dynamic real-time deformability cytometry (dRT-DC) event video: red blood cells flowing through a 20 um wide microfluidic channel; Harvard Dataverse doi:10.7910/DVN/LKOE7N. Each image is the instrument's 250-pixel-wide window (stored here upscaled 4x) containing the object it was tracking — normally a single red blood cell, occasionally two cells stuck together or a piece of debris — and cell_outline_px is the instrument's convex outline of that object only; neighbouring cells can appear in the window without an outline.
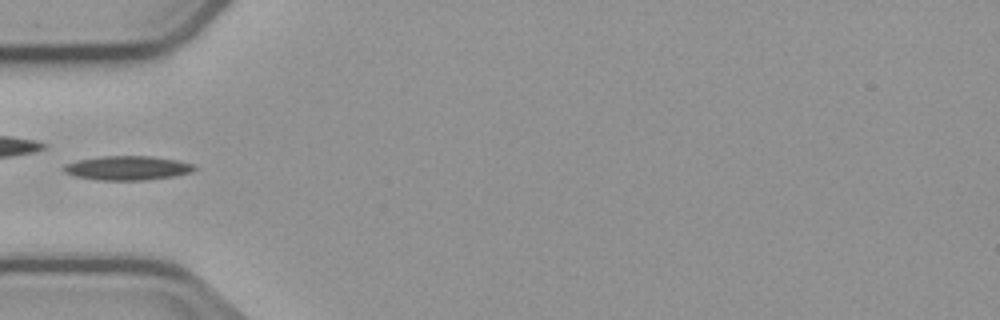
{"species": "common noctule bat (a hibernating species)", "species_latin": "Nyctalus noctula", "temperature_condition": "cold", "stored_images_in_passage": 6, "camera_frame_rate_fps": 3000, "um_per_image_px": 0.085, "animal": {"sex": "male", "body_mass_g": 23.1, "forearm_length_mm": 52.7}, "frame": {"image": 1, "passage_image": 5, "time_ms": 5.667, "image_size_px": [1000, 320], "cell_outline_px": [[200, 168], [192, 172], [176, 176], [144, 180], [96, 180], [76, 176], [64, 172], [64, 164], [76, 160], [100, 156], [152, 156], [176, 160], [196, 164]], "centroid_in_image_um": [10.89, 14.28], "position_along_channel_um": 74.1, "area_um2": 18.67}}
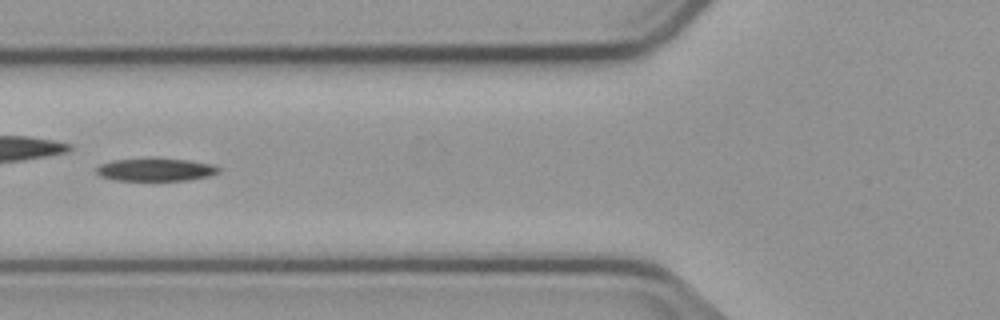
{"frame": {"image": 2, "passage_image": 6, "time_ms": 6.667, "image_size_px": [1000, 320], "cell_outline_px": [[220, 172], [208, 176], [188, 180], [116, 180], [100, 176], [96, 172], [96, 168], [100, 164], [112, 160], [188, 160], [212, 164], [220, 168]], "centroid_in_image_um": [13.24, 14.44], "position_along_channel_um": 112.6, "area_um2": 15.66}}